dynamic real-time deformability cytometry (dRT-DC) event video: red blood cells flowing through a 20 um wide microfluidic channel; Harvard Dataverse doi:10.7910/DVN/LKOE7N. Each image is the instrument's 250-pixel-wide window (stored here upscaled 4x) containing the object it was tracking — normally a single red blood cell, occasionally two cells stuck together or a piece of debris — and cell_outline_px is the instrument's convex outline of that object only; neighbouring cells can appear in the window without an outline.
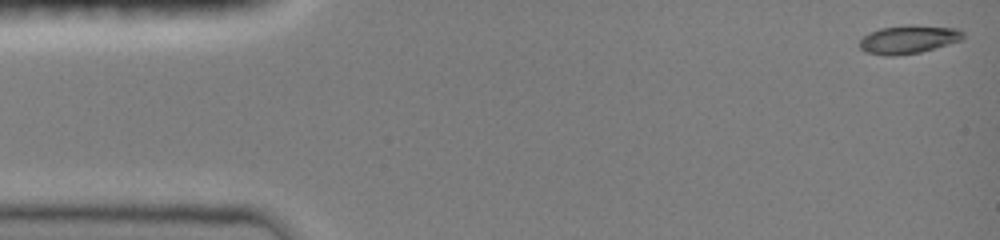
{"species": "common noctule bat (a hibernating species)", "species_latin": "Nyctalus noctula", "temperature_condition": "room temperature", "stored_images_in_passage": 5, "camera_frame_rate_fps": 3000, "um_per_image_px": 0.085, "animal": {"sex": "female", "body_mass_g": 19.0, "forearm_length_mm": 51.5}, "frame": {"image": 1, "passage_image": 1, "time_ms": 0.0, "image_size_px": [1000, 240], "cell_outline_px": [[964, 36], [960, 40], [920, 52], [896, 56], [884, 56], [864, 52], [860, 48], [860, 40], [864, 36], [880, 28], [908, 24], [912, 24], [960, 28], [964, 32]], "centroid_in_image_um": [77.22, 3.34], "position_along_channel_um": 7.8, "area_um2": 17.22}}
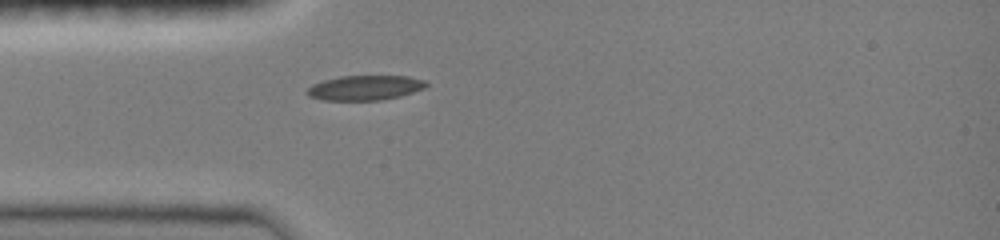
{"frame": {"image": 2, "passage_image": 5, "time_ms": 4.0, "image_size_px": [1000, 240], "cell_outline_px": [[428, 84], [424, 88], [400, 96], [380, 100], [320, 100], [308, 96], [304, 92], [312, 84], [324, 80], [340, 76], [408, 76], [424, 80]], "centroid_in_image_um": [30.98, 7.46], "position_along_channel_um": 54.0, "area_um2": 17.22}}